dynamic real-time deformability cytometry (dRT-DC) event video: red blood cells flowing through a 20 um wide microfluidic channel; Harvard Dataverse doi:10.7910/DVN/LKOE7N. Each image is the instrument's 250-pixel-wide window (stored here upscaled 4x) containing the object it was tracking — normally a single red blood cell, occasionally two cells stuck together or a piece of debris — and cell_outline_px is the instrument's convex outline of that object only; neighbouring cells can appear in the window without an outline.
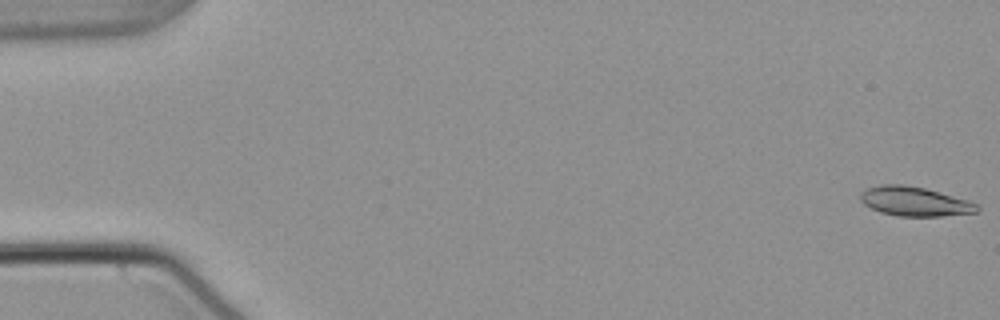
{"species": "common noctule bat (a hibernating species)", "species_latin": "Nyctalus noctula", "temperature_condition": "warm", "stored_images_in_passage": 55, "camera_frame_rate_fps": 3000, "um_per_image_px": 0.085, "animal": {"sex": "male", "body_mass_g": 21.5, "forearm_length_mm": 52.0}, "frame": {"image": 1, "passage_image": 1, "time_ms": 0.0, "image_size_px": [1000, 320], "cell_outline_px": [[980, 208], [976, 212], [940, 216], [896, 216], [880, 212], [864, 204], [860, 200], [860, 192], [868, 188], [880, 184], [904, 184], [924, 188], [968, 200], [976, 204]], "centroid_in_image_um": [77.71, 17.12], "position_along_channel_um": 7.3, "area_um2": 19.83}}
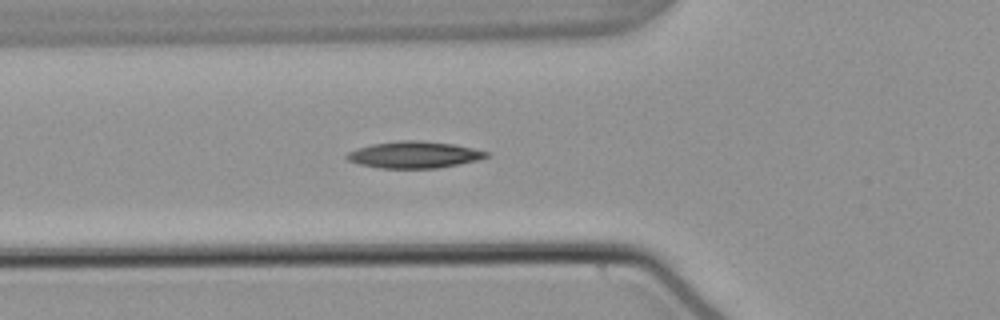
{"frame": {"image": 2, "passage_image": 20, "time_ms": 6.333, "image_size_px": [1000, 320], "cell_outline_px": [[488, 156], [476, 160], [440, 168], [380, 168], [360, 164], [348, 160], [344, 156], [348, 152], [356, 148], [372, 144], [400, 140], [416, 140], [452, 144], [472, 148], [488, 152]], "centroid_in_image_um": [35.15, 13.15], "position_along_channel_um": 90.6, "area_um2": 21.5}}
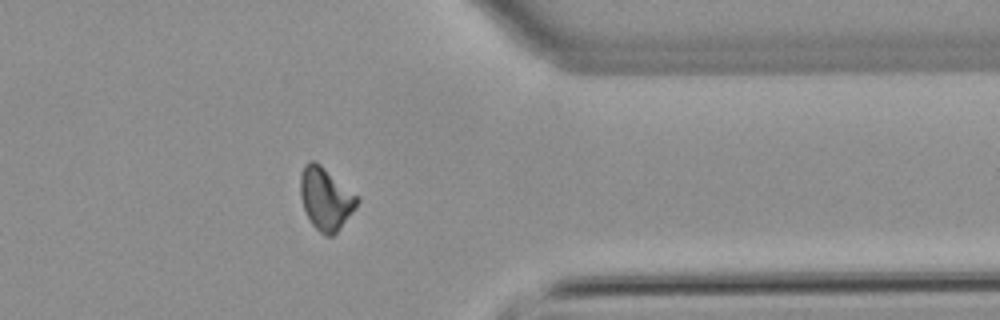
{"frame": {"image": 3, "passage_image": 44, "time_ms": 14.333, "image_size_px": [1000, 320], "cell_outline_px": [[360, 200], [352, 212], [336, 232], [332, 236], [324, 236], [312, 224], [304, 208], [300, 196], [300, 176], [304, 164], [308, 160], [312, 160], [320, 164], [356, 196]], "centroid_in_image_um": [27.64, 16.88], "position_along_channel_um": 383.8, "area_um2": 20.11}}